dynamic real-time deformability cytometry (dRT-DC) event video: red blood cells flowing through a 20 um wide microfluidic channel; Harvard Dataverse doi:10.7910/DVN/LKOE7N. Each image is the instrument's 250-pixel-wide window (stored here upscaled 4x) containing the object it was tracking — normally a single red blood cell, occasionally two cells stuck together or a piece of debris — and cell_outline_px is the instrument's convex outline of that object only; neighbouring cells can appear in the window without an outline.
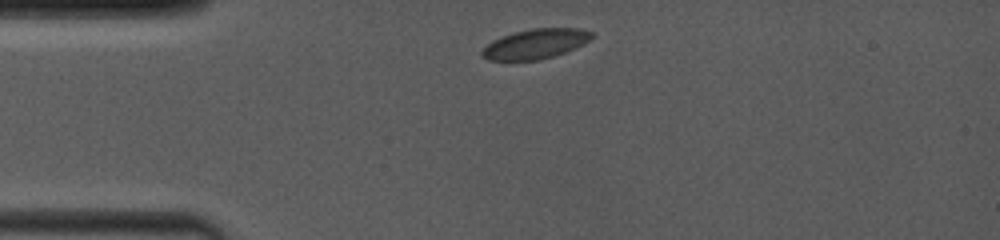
{"species": "common noctule bat (a hibernating species)", "species_latin": "Nyctalus noctula", "temperature_condition": "room temperature", "stored_images_in_passage": 25, "camera_frame_rate_fps": 4000, "um_per_image_px": 0.085, "animal": {"sex": "female", "body_mass_g": 19.0, "forearm_length_mm": 53.3}, "frame": {"image": 1, "passage_image": 1, "time_ms": 0.0, "image_size_px": [1000, 240], "cell_outline_px": [[596, 36], [564, 52], [540, 60], [488, 60], [480, 56], [480, 52], [492, 40], [516, 32], [532, 28], [580, 28], [592, 32]], "centroid_in_image_um": [45.49, 3.73], "position_along_channel_um": 39.5, "area_um2": 18.79}}
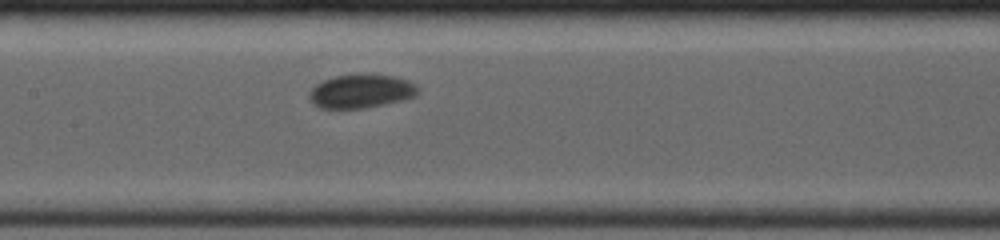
{"frame": {"image": 2, "passage_image": 11, "time_ms": 4.25, "image_size_px": [1000, 240], "cell_outline_px": [[420, 88], [416, 96], [368, 108], [320, 108], [312, 104], [308, 96], [308, 92], [316, 84], [324, 80], [336, 76], [364, 72], [392, 76], [408, 80], [416, 84]], "centroid_in_image_um": [30.69, 7.73], "position_along_channel_um": 176.7, "area_um2": 21.73}}
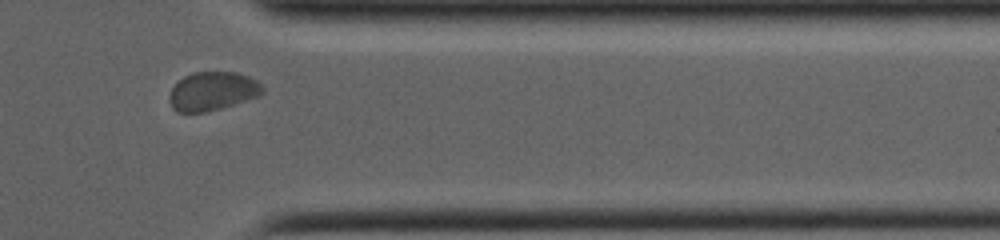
{"frame": {"image": 3, "passage_image": 22, "time_ms": 9.75, "image_size_px": [1000, 240], "cell_outline_px": [[264, 92], [260, 96], [220, 108], [204, 112], [176, 112], [172, 108], [168, 100], [168, 96], [172, 88], [184, 76], [192, 72], [236, 72], [248, 76], [256, 80], [264, 88]], "centroid_in_image_um": [18.05, 7.75], "position_along_channel_um": 393.3, "area_um2": 21.04}, "authors_computed_cell_mechanics": {"area_um2": 20.808, "velocity_mm_per_s": 3.9251, "shape_relaxation_time_tau1_ms": 1.8797, "shape_relaxation_time_tau2_ms": null, "deformation_change_tau1": 0.0288, "deformation_change_tau2": null}}